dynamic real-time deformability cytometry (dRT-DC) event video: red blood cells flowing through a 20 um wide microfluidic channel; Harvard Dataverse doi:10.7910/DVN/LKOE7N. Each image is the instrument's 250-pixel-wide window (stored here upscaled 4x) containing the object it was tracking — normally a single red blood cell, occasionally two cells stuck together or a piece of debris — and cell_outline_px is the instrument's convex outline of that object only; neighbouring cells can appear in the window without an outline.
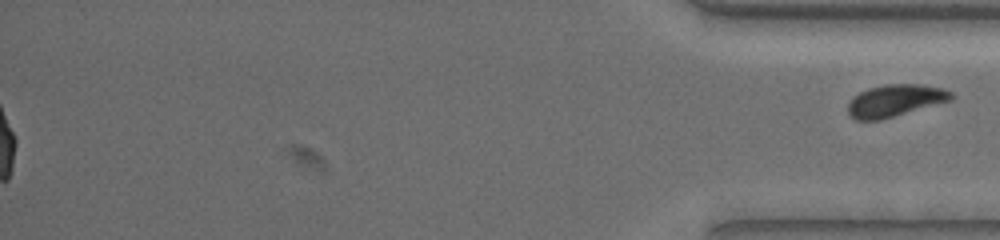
{"species": "common noctule bat (a hibernating species)", "species_latin": "Nyctalus noctula", "temperature_condition": "warm", "stored_images_in_passage": 68, "segment_of_instrument_passage": [2, 2], "camera_frame_rate_fps": 3000, "um_per_image_px": 0.085, "animal": {"sex": "female", "body_mass_g": 19.5, "forearm_length_mm": 54.1}, "frame": {"image": 1, "passage_image": 68, "time_ms": 22.333, "image_size_px": [1000, 240], "cell_outline_px": [[956, 96], [952, 100], [880, 120], [856, 120], [848, 112], [848, 104], [860, 92], [868, 88], [888, 84], [920, 84], [944, 88], [952, 92]], "centroid_in_image_um": [76.14, 8.54], "position_along_channel_um": 359.1, "area_um2": 19.19}}